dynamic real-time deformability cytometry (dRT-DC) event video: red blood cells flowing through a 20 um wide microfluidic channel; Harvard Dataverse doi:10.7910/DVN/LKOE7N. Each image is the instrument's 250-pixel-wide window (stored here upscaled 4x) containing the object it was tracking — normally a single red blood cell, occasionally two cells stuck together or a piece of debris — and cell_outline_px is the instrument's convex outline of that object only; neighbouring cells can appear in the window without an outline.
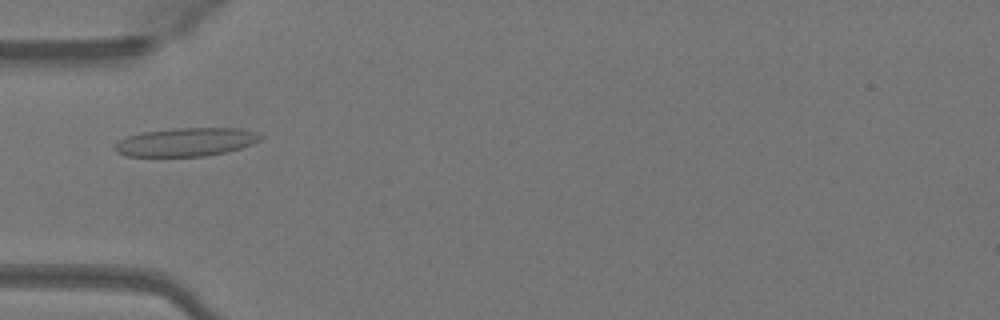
{"species": "Egyptian fruit bat (a non-hibernating species)", "species_latin": "Rousettus aegyptiacus", "temperature_condition": "warm", "stored_images_in_passage": 49, "camera_frame_rate_fps": 3000, "um_per_image_px": 0.085, "animal": {"sex": "female"}, "frame": {"image": 1, "passage_image": 16, "time_ms": 5.0, "image_size_px": [1000, 320], "cell_outline_px": [[264, 136], [260, 140], [252, 144], [228, 152], [204, 156], [128, 156], [116, 152], [112, 148], [120, 140], [128, 136], [144, 132], [172, 128], [240, 128], [256, 132]], "centroid_in_image_um": [15.84, 12.07], "position_along_channel_um": 69.2, "area_um2": 24.16}}
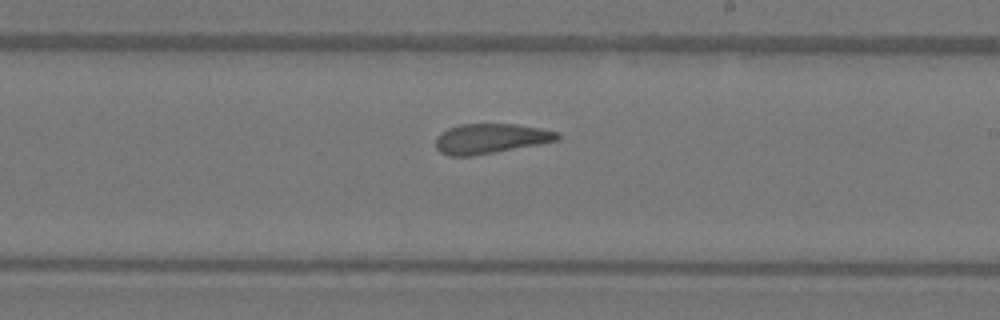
{"frame": {"image": 2, "passage_image": 29, "time_ms": 9.333, "image_size_px": [1000, 320], "cell_outline_px": [[560, 140], [472, 156], [448, 156], [440, 152], [436, 148], [436, 136], [448, 128], [460, 124], [516, 124], [540, 128], [560, 132]], "centroid_in_image_um": [41.69, 11.77], "position_along_channel_um": 247.3, "area_um2": 21.21}}
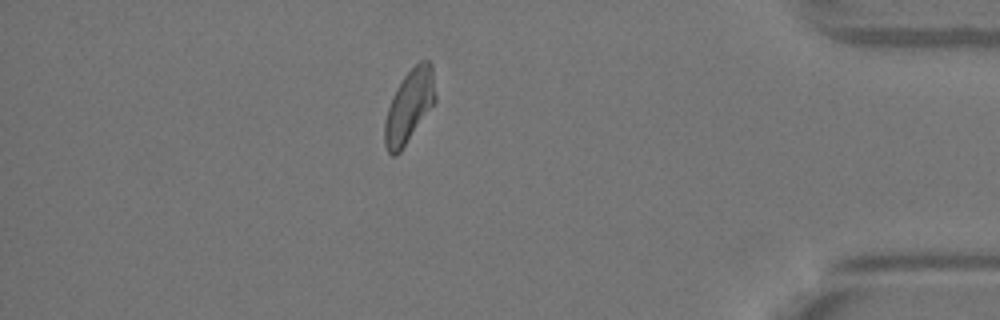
{"frame": {"image": 3, "passage_image": 43, "time_ms": 14.0, "image_size_px": [1000, 320], "cell_outline_px": [[436, 100], [400, 152], [396, 156], [392, 156], [388, 152], [384, 144], [384, 124], [388, 108], [392, 96], [396, 88], [404, 76], [420, 60], [428, 60], [432, 64], [436, 96]], "centroid_in_image_um": [34.77, 9.02], "position_along_channel_um": 400.4, "area_um2": 21.33}, "authors_computed_cell_mechanics": {"area_um2": 21.9062, "velocity_mm_per_s": 4.1029, "shape_relaxation_time_tau1_ms": null, "shape_relaxation_time_tau2_ms": 2.2207, "deformation_change_tau1": null, "deformation_change_tau2": 0.0997}}